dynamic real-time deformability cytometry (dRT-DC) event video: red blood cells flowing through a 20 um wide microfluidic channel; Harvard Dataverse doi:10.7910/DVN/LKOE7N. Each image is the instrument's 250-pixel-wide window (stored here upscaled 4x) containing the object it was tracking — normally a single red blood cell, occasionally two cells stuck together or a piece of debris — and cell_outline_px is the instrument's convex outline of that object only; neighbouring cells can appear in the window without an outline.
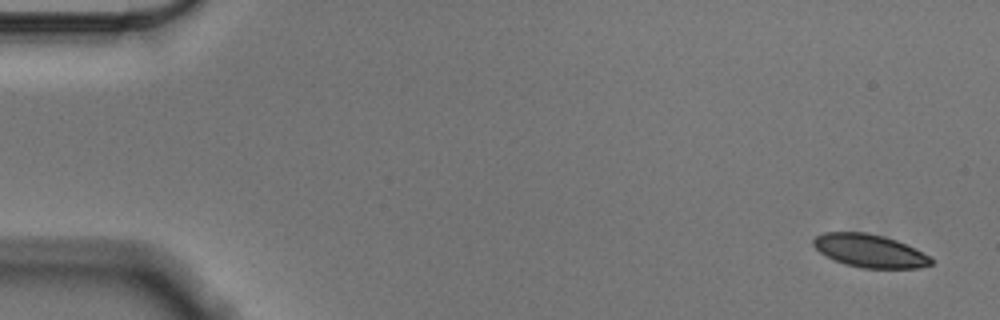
{"species": "Egyptian fruit bat (a non-hibernating species)", "species_latin": "Rousettus aegyptiacus", "temperature_condition": "cold", "stored_images_in_passage": 14, "camera_frame_rate_fps": 3000, "um_per_image_px": 0.085, "animal": {"sex": "male"}, "frame": {"image": 1, "passage_image": 1, "time_ms": 0.0, "image_size_px": [1000, 320], "cell_outline_px": [[936, 260], [932, 264], [920, 268], [860, 268], [844, 264], [832, 260], [820, 252], [812, 244], [812, 240], [816, 236], [824, 232], [868, 232], [884, 236], [896, 240]], "centroid_in_image_um": [73.89, 21.32], "position_along_channel_um": 11.1, "area_um2": 22.72}}
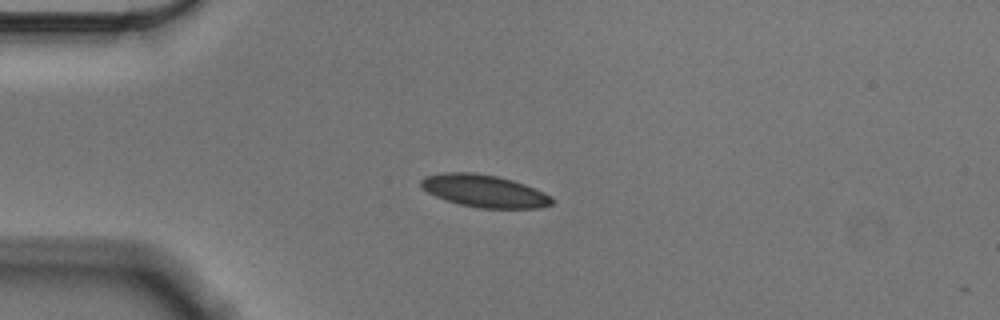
{"frame": {"image": 2, "passage_image": 13, "time_ms": 4.0, "image_size_px": [1000, 320], "cell_outline_px": [[556, 200], [552, 204], [540, 208], [480, 208], [460, 204], [444, 200], [420, 188], [420, 180], [424, 176], [444, 172], [472, 172], [496, 176], [512, 180], [524, 184], [544, 192], [552, 196]], "centroid_in_image_um": [41.16, 16.23], "position_along_channel_um": 43.8, "area_um2": 24.91}}